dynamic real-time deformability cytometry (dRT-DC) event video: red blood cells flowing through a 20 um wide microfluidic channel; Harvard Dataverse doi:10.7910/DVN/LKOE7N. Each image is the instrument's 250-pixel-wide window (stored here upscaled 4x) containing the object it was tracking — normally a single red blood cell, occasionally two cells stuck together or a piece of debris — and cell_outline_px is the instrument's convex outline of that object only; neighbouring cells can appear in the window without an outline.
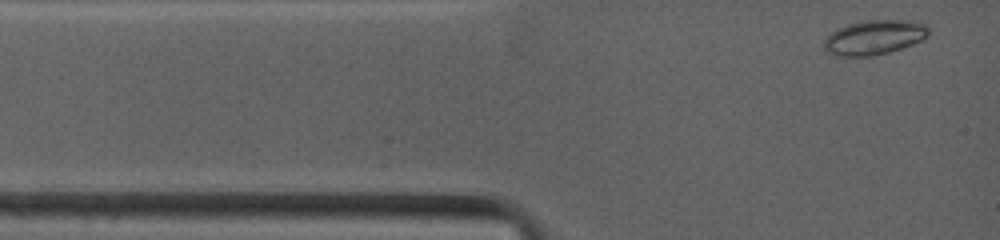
{"species": "common noctule bat (a hibernating species)", "species_latin": "Nyctalus noctula", "temperature_condition": "warm", "stored_images_in_passage": 16, "camera_frame_rate_fps": 4500, "um_per_image_px": 0.085, "animal": {"sex": "female", "body_mass_g": 19.0, "forearm_length_mm": 53.3}, "frame": {"image": 1, "passage_image": 1, "time_ms": 0.0, "image_size_px": [1000, 240], "cell_outline_px": [[928, 36], [912, 44], [888, 52], [872, 56], [832, 56], [824, 52], [824, 40], [836, 28], [848, 24], [864, 20], [912, 20], [924, 24], [928, 28]], "centroid_in_image_um": [74.26, 3.18], "position_along_channel_um": 10.7, "area_um2": 21.15}}
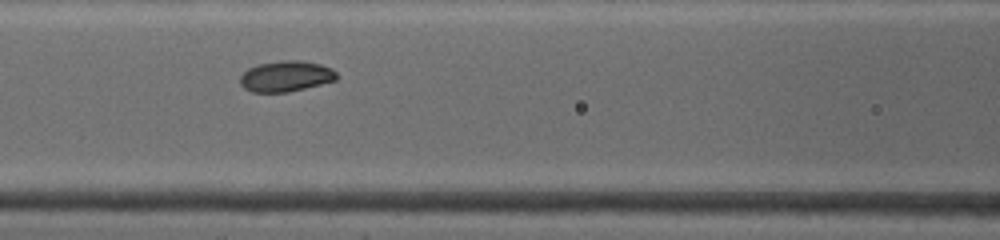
{"frame": {"image": 2, "passage_image": 13, "time_ms": 4.222, "image_size_px": [1000, 240], "cell_outline_px": [[336, 80], [288, 92], [252, 92], [244, 88], [240, 84], [240, 76], [248, 68], [260, 64], [284, 60], [300, 60], [320, 64], [332, 68], [336, 72]], "centroid_in_image_um": [24.29, 6.48], "position_along_channel_um": 142.3, "area_um2": 17.17}}
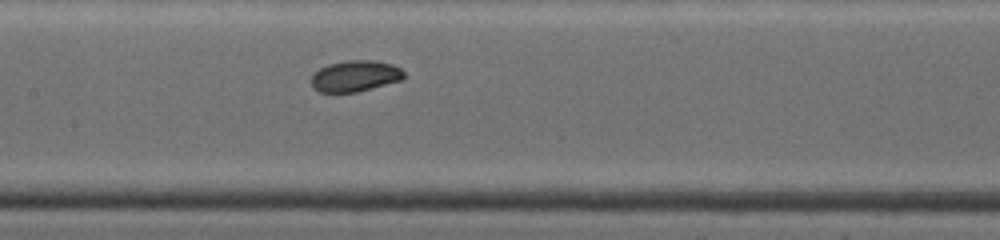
{"frame": {"image": 3, "passage_image": 16, "time_ms": 5.111, "image_size_px": [1000, 240], "cell_outline_px": [[404, 76], [400, 80], [356, 92], [320, 92], [312, 88], [312, 76], [320, 68], [328, 64], [348, 60], [376, 60], [392, 64], [400, 68], [404, 72]], "centroid_in_image_um": [30.18, 6.45], "position_along_channel_um": 177.2, "area_um2": 16.65}}